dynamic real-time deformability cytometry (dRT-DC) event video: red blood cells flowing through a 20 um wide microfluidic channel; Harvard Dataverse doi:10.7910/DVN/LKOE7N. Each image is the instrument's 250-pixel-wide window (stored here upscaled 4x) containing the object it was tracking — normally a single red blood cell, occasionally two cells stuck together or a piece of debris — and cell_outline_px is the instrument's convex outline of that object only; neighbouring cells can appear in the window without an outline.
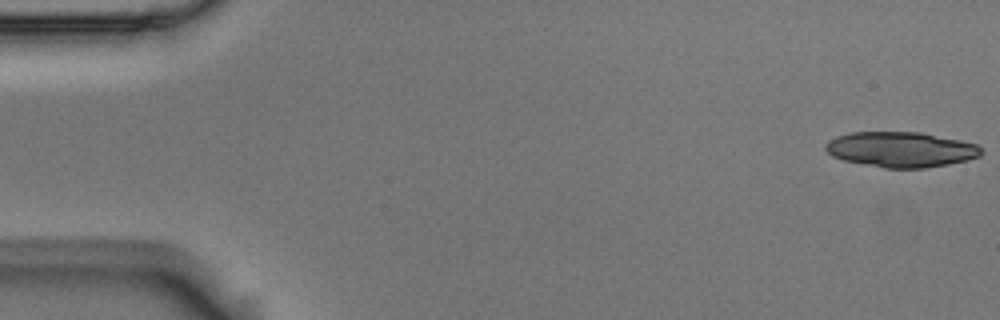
{"species": "Egyptian fruit bat (a non-hibernating species)", "species_latin": "Rousettus aegyptiacus", "temperature_condition": "room temperature", "stored_images_in_passage": 53, "segment_of_instrument_passage": [1, 2], "camera_frame_rate_fps": 3000, "um_per_image_px": 0.085, "animal": {"sex": "male"}, "frame": {"image": 1, "passage_image": 1, "time_ms": 0.0, "image_size_px": [1000, 320], "cell_outline_px": [[984, 152], [980, 156], [968, 160], [948, 164], [924, 168], [884, 168], [844, 160], [832, 156], [824, 148], [824, 144], [828, 140], [836, 136], [852, 132], [920, 132], [960, 140], [976, 144]], "centroid_in_image_um": [76.57, 12.7], "position_along_channel_um": 8.4, "area_um2": 32.08}}